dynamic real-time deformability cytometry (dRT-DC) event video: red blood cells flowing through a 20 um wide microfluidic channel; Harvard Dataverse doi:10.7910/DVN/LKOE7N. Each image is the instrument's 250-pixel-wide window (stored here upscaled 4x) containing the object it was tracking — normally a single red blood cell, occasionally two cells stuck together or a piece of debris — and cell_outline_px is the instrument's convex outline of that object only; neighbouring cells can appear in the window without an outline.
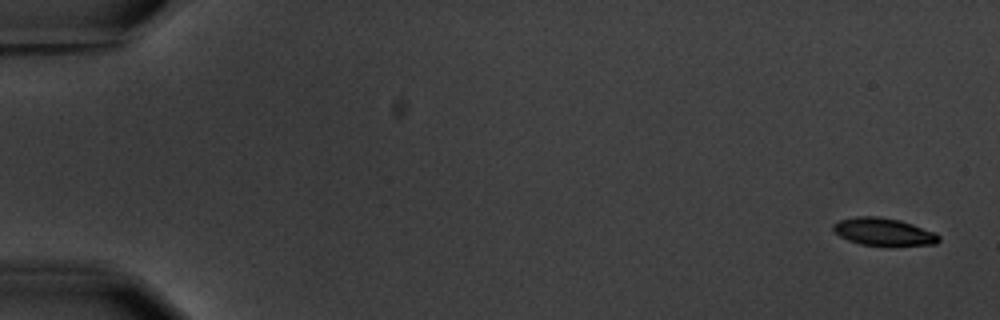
{"species": "common noctule bat (a hibernating species)", "species_latin": "Nyctalus noctula", "temperature_condition": "warm", "stored_images_in_passage": 5, "segment_of_instrument_passage": [2, 2], "camera_frame_rate_fps": 3000, "um_per_image_px": 0.085, "animal": {"sex": "male", "body_mass_g": 20.1, "forearm_length_mm": 53.5}, "frame": {"image": 1, "passage_image": 5, "time_ms": 5.667, "image_size_px": [1000, 320], "cell_outline_px": [[940, 240], [936, 244], [888, 248], [860, 244], [848, 240], [840, 236], [832, 228], [832, 224], [840, 220], [856, 216], [876, 216], [900, 220], [936, 232], [940, 236]], "centroid_in_image_um": [75.15, 19.74], "position_along_channel_um": 9.8, "area_um2": 17.63}}